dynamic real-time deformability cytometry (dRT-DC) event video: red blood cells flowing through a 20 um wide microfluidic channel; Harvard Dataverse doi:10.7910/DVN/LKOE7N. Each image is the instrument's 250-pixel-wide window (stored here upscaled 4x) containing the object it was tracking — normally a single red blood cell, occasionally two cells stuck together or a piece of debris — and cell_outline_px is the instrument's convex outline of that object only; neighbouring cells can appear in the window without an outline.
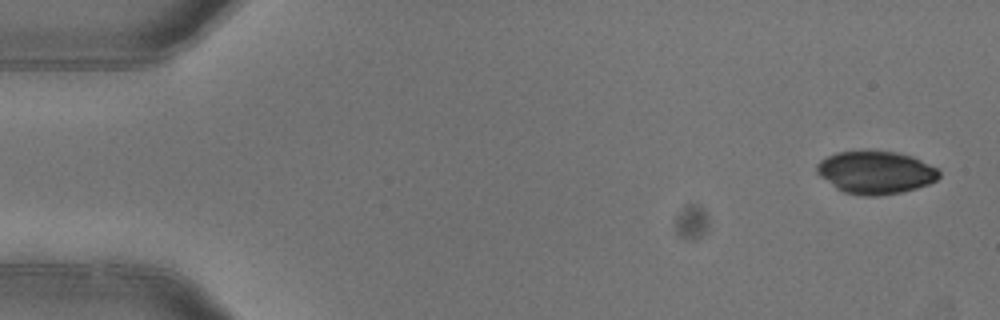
{"species": "common noctule bat (a hibernating species)", "species_latin": "Nyctalus noctula", "temperature_condition": "warm", "stored_images_in_passage": 7, "camera_frame_rate_fps": 3000, "um_per_image_px": 0.085, "animal": {"sex": "female"}, "frame": {"image": 1, "passage_image": 1, "time_ms": 0.0, "image_size_px": [1000, 320], "cell_outline_px": [[940, 176], [936, 180], [928, 184], [916, 188], [900, 192], [880, 196], [860, 196], [844, 192], [836, 188], [820, 176], [816, 172], [816, 164], [820, 160], [836, 152], [860, 148], [868, 148], [896, 152], [912, 156], [936, 168], [940, 172]], "centroid_in_image_um": [74.38, 14.62], "position_along_channel_um": 10.6, "area_um2": 31.15}}
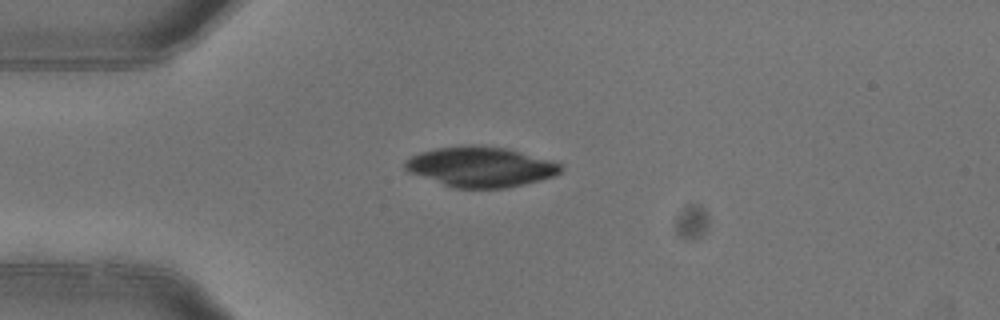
{"frame": {"image": 2, "passage_image": 4, "time_ms": 1.0, "image_size_px": [1000, 320], "cell_outline_px": [[564, 168], [556, 176], [524, 184], [504, 188], [452, 188], [408, 172], [404, 168], [404, 160], [420, 152], [436, 148], [460, 144], [484, 144], [508, 148], [552, 160], [560, 164]], "centroid_in_image_um": [40.85, 14.16], "position_along_channel_um": 44.2, "area_um2": 37.11}}